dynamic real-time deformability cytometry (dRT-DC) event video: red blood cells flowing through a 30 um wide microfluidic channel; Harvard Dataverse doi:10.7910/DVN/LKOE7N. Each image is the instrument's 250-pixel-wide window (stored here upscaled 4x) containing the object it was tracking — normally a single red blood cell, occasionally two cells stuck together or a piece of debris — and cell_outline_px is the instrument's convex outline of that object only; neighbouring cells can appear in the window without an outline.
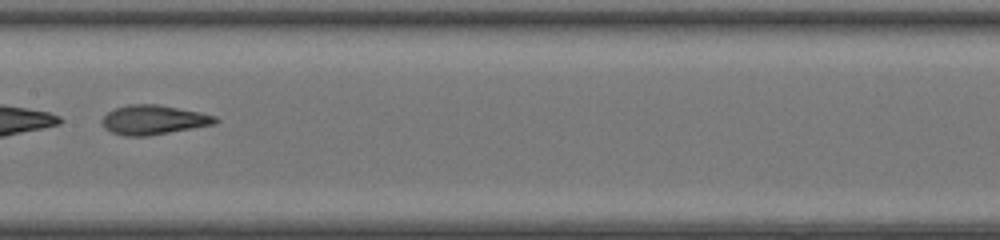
{"species": "common noctule bat (a hibernating species)", "species_latin": "Nyctalus noctula", "temperature_condition": "room temperature", "stored_images_in_passage": 38, "camera_frame_rate_fps": 3000, "um_per_image_px": 0.085, "animal": {"sex": "female", "body_mass_g": 20.0, "forearm_length_mm": 54.0}, "frame": {"image": 1, "passage_image": 17, "time_ms": 5.333, "image_size_px": [1000, 240], "cell_outline_px": [[220, 120], [216, 124], [148, 136], [124, 136], [112, 132], [104, 128], [100, 120], [108, 112], [116, 108], [128, 104], [156, 104], [200, 112], [216, 116]], "centroid_in_image_um": [13.06, 10.19], "position_along_channel_um": 194.3, "area_um2": 19.48}, "authors_computed_cell_mechanics": {"area_um2": 19.8543, "velocity_mm_per_s": 4.1719, "shape_relaxation_time_tau1_ms": null, "shape_relaxation_time_tau2_ms": 1.2001, "deformation_change_tau1": null, "deformation_change_tau2": 0.0817}}